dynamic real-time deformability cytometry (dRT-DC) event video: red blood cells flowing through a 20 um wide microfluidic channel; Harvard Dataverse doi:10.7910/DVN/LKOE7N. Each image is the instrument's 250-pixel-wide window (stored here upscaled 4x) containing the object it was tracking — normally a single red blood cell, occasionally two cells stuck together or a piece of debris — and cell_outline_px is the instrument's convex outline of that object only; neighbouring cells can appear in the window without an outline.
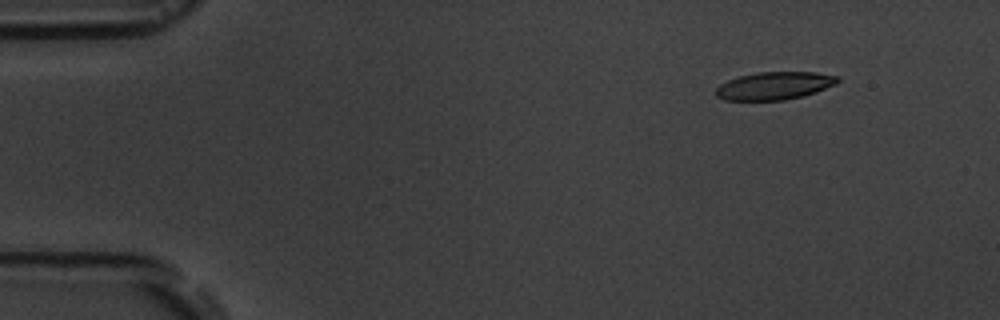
{"species": "common noctule bat (a hibernating species)", "species_latin": "Nyctalus noctula", "temperature_condition": "room temperature", "stored_images_in_passage": 2, "camera_frame_rate_fps": 3000, "um_per_image_px": 0.085, "animal": {"sex": "male", "body_mass_g": 19.5, "forearm_length_mm": 54.6}, "frame": {"image": 1, "passage_image": 1, "time_ms": 0.0, "image_size_px": [1000, 320], "cell_outline_px": [[840, 80], [836, 84], [816, 92], [804, 96], [784, 100], [724, 100], [716, 96], [716, 88], [720, 84], [728, 80], [740, 76], [756, 72], [816, 72], [840, 76]], "centroid_in_image_um": [65.85, 7.28], "position_along_channel_um": 19.1, "area_um2": 19.83}}